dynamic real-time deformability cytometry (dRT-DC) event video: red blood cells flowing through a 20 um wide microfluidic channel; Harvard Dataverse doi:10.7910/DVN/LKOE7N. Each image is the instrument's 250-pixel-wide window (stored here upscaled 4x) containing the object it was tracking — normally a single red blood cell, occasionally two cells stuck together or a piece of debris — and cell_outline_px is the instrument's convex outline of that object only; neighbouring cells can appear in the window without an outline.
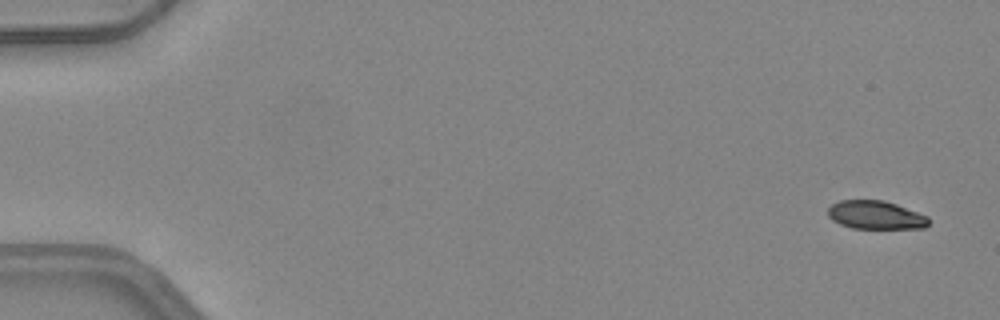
{"species": "common noctule bat (a hibernating species)", "species_latin": "Nyctalus noctula", "temperature_condition": "warm", "stored_images_in_passage": 50, "camera_frame_rate_fps": 3000, "um_per_image_px": 0.085, "animal": {"sex": "female", "body_mass_g": 24.6, "forearm_length_mm": 56.2}, "frame": {"image": 1, "passage_image": 2, "time_ms": 0.333, "image_size_px": [1000, 320], "cell_outline_px": [[928, 224], [924, 228], [852, 228], [840, 224], [832, 220], [828, 216], [828, 208], [832, 204], [840, 200], [884, 200], [896, 204], [928, 216]], "centroid_in_image_um": [74.41, 18.27], "position_along_channel_um": 10.6, "area_um2": 16.59}}
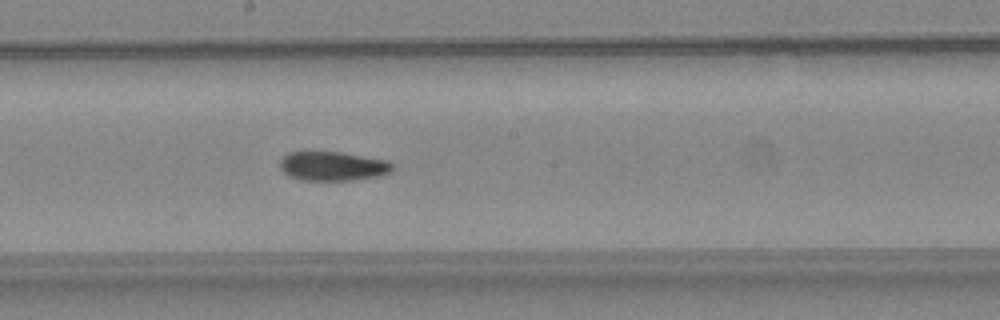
{"frame": {"image": 2, "passage_image": 28, "time_ms": 9.0, "image_size_px": [1000, 320], "cell_outline_px": [[392, 172], [380, 176], [352, 180], [300, 180], [288, 176], [280, 168], [280, 160], [288, 152], [340, 152], [388, 160], [392, 164]], "centroid_in_image_um": [28.29, 14.13], "position_along_channel_um": 219.9, "area_um2": 19.19}}
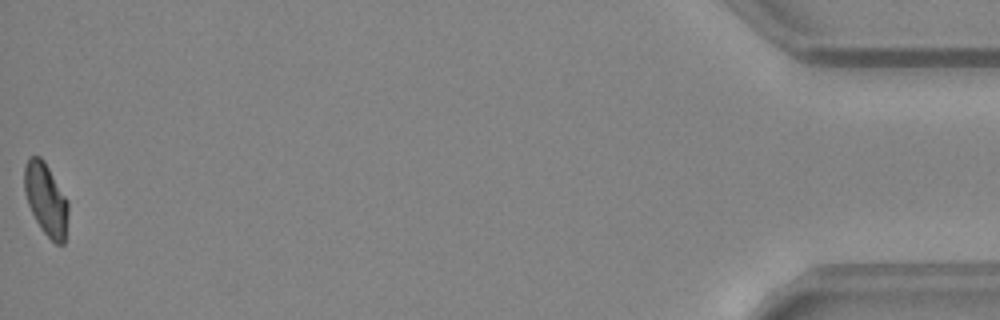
{"frame": {"image": 3, "passage_image": 50, "time_ms": 16.333, "image_size_px": [1000, 320], "cell_outline_px": [[68, 216], [64, 244], [56, 244], [40, 228], [28, 204], [24, 192], [24, 168], [28, 156], [40, 156], [44, 160], [68, 200]], "centroid_in_image_um": [3.9, 16.92], "position_along_channel_um": 431.3, "area_um2": 18.5}, "authors_computed_cell_mechanics": {"area_um2": 19.2185, "velocity_mm_per_s": 4.1997, "shape_relaxation_time_tau1_ms": null, "shape_relaxation_time_tau2_ms": 2.4929, "deformation_change_tau1": null, "deformation_change_tau2": 0.0732}}